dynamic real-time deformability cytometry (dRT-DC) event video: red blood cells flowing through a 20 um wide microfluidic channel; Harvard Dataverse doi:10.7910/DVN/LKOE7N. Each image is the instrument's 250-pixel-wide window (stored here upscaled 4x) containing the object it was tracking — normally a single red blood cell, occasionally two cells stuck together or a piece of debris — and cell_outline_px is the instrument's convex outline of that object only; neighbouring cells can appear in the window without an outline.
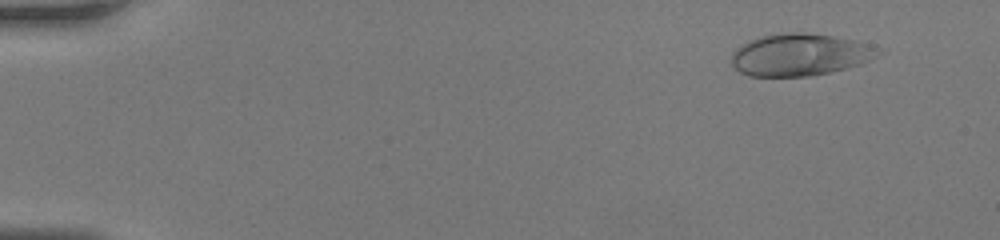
{"species": "human", "species_latin": "Homo sapiens", "temperature_condition": "room temperature", "stored_images_in_passage": 55, "camera_frame_rate_fps": 3000, "um_per_image_px": 0.085, "donor": {"sex": "female"}, "frame": {"image": 1, "passage_image": 6, "time_ms": 1.667, "image_size_px": [1000, 240], "cell_outline_px": [[884, 52], [860, 64], [812, 76], [748, 76], [740, 72], [732, 64], [732, 52], [736, 48], [760, 36], [792, 32], [804, 32], [832, 36], [852, 40], [884, 48]], "centroid_in_image_um": [68.01, 4.65], "position_along_channel_um": 17.0, "area_um2": 35.78}}
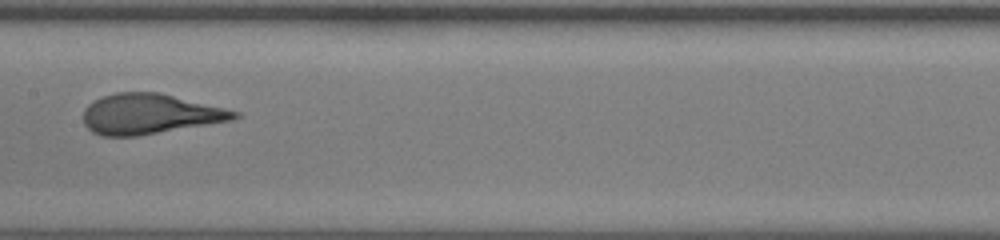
{"frame": {"image": 2, "passage_image": 30, "time_ms": 9.667, "image_size_px": [1000, 240], "cell_outline_px": [[240, 116], [232, 120], [136, 136], [100, 136], [92, 132], [84, 124], [84, 108], [88, 104], [104, 96], [116, 92], [160, 92], [240, 112]], "centroid_in_image_um": [12.71, 9.69], "position_along_channel_um": 194.7, "area_um2": 35.14}}
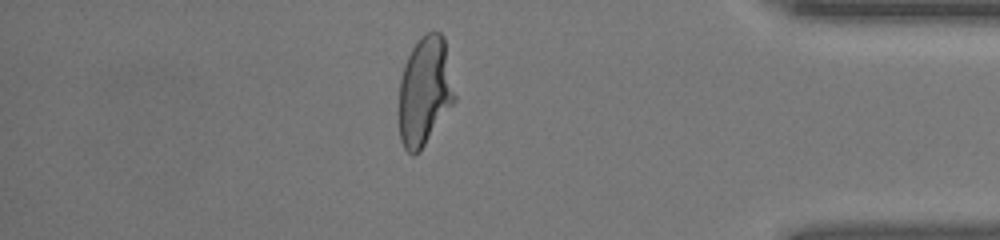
{"frame": {"image": 3, "passage_image": 48, "time_ms": 15.667, "image_size_px": [1000, 240], "cell_outline_px": [[456, 100], [420, 152], [412, 156], [404, 148], [400, 140], [400, 80], [404, 64], [412, 48], [420, 36], [428, 32], [440, 32], [444, 36], [456, 96]], "centroid_in_image_um": [36.12, 7.76], "position_along_channel_um": 399.1, "area_um2": 35.43}, "authors_computed_cell_mechanics": {"area_um2": 35.4314, "velocity_mm_per_s": 3.8846, "shape_relaxation_time_tau1_ms": 6.0723, "shape_relaxation_time_tau2_ms": null, "deformation_change_tau1": 0.2455, "deformation_change_tau2": null}}